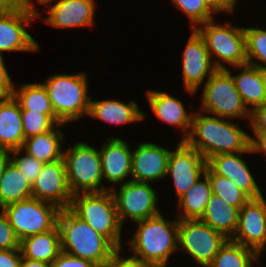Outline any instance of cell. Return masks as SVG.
I'll return each instance as SVG.
<instances>
[{
    "mask_svg": "<svg viewBox=\"0 0 266 267\" xmlns=\"http://www.w3.org/2000/svg\"><path fill=\"white\" fill-rule=\"evenodd\" d=\"M20 267H51V264L44 261L30 260L22 257Z\"/></svg>",
    "mask_w": 266,
    "mask_h": 267,
    "instance_id": "7dc6e473",
    "label": "cell"
},
{
    "mask_svg": "<svg viewBox=\"0 0 266 267\" xmlns=\"http://www.w3.org/2000/svg\"><path fill=\"white\" fill-rule=\"evenodd\" d=\"M51 267H98L92 261L61 252L51 263Z\"/></svg>",
    "mask_w": 266,
    "mask_h": 267,
    "instance_id": "74e56055",
    "label": "cell"
},
{
    "mask_svg": "<svg viewBox=\"0 0 266 267\" xmlns=\"http://www.w3.org/2000/svg\"><path fill=\"white\" fill-rule=\"evenodd\" d=\"M233 68L242 69L240 74L235 76L228 67L226 70L232 75L235 87L247 109L251 112L255 107L263 105L265 103L264 70L248 63Z\"/></svg>",
    "mask_w": 266,
    "mask_h": 267,
    "instance_id": "603a6c76",
    "label": "cell"
},
{
    "mask_svg": "<svg viewBox=\"0 0 266 267\" xmlns=\"http://www.w3.org/2000/svg\"><path fill=\"white\" fill-rule=\"evenodd\" d=\"M10 152L13 155V157H10V160L21 171L28 183L32 186L41 172L44 163L28 155L26 152L24 153L25 155H23L22 149H16ZM18 155H21L22 157H19Z\"/></svg>",
    "mask_w": 266,
    "mask_h": 267,
    "instance_id": "d590c367",
    "label": "cell"
},
{
    "mask_svg": "<svg viewBox=\"0 0 266 267\" xmlns=\"http://www.w3.org/2000/svg\"><path fill=\"white\" fill-rule=\"evenodd\" d=\"M17 238L48 232L57 226L60 208L53 203L30 197L2 209Z\"/></svg>",
    "mask_w": 266,
    "mask_h": 267,
    "instance_id": "9c48e42d",
    "label": "cell"
},
{
    "mask_svg": "<svg viewBox=\"0 0 266 267\" xmlns=\"http://www.w3.org/2000/svg\"><path fill=\"white\" fill-rule=\"evenodd\" d=\"M175 151H171L168 159L167 176L173 178L178 199L205 174L206 159L186 141H179Z\"/></svg>",
    "mask_w": 266,
    "mask_h": 267,
    "instance_id": "4fadbf2b",
    "label": "cell"
},
{
    "mask_svg": "<svg viewBox=\"0 0 266 267\" xmlns=\"http://www.w3.org/2000/svg\"><path fill=\"white\" fill-rule=\"evenodd\" d=\"M244 34L247 63L266 70V30L259 28V26L257 28L246 27ZM254 60L258 61L255 62Z\"/></svg>",
    "mask_w": 266,
    "mask_h": 267,
    "instance_id": "d6a6232c",
    "label": "cell"
},
{
    "mask_svg": "<svg viewBox=\"0 0 266 267\" xmlns=\"http://www.w3.org/2000/svg\"><path fill=\"white\" fill-rule=\"evenodd\" d=\"M121 249H118L111 257L110 260L106 263L104 267H153L149 264H146L139 259L134 257L124 258L120 256Z\"/></svg>",
    "mask_w": 266,
    "mask_h": 267,
    "instance_id": "f35d334b",
    "label": "cell"
},
{
    "mask_svg": "<svg viewBox=\"0 0 266 267\" xmlns=\"http://www.w3.org/2000/svg\"><path fill=\"white\" fill-rule=\"evenodd\" d=\"M185 141L206 160L218 154L244 152L250 148V135L240 129L238 123L199 111L193 114L191 131Z\"/></svg>",
    "mask_w": 266,
    "mask_h": 267,
    "instance_id": "6da1fadb",
    "label": "cell"
},
{
    "mask_svg": "<svg viewBox=\"0 0 266 267\" xmlns=\"http://www.w3.org/2000/svg\"><path fill=\"white\" fill-rule=\"evenodd\" d=\"M55 0H43L40 4H50ZM94 0H57L49 6L45 22L57 28L93 26L95 14Z\"/></svg>",
    "mask_w": 266,
    "mask_h": 267,
    "instance_id": "d6986e66",
    "label": "cell"
},
{
    "mask_svg": "<svg viewBox=\"0 0 266 267\" xmlns=\"http://www.w3.org/2000/svg\"><path fill=\"white\" fill-rule=\"evenodd\" d=\"M66 136L55 126L44 133L24 140L22 150L43 163H51L62 159V142Z\"/></svg>",
    "mask_w": 266,
    "mask_h": 267,
    "instance_id": "4316f807",
    "label": "cell"
},
{
    "mask_svg": "<svg viewBox=\"0 0 266 267\" xmlns=\"http://www.w3.org/2000/svg\"><path fill=\"white\" fill-rule=\"evenodd\" d=\"M221 233L199 219L179 220L178 249L185 250L196 263L208 267L225 243Z\"/></svg>",
    "mask_w": 266,
    "mask_h": 267,
    "instance_id": "8fae6325",
    "label": "cell"
},
{
    "mask_svg": "<svg viewBox=\"0 0 266 267\" xmlns=\"http://www.w3.org/2000/svg\"><path fill=\"white\" fill-rule=\"evenodd\" d=\"M200 112L215 114L220 118L250 120V110L244 105L235 87L232 75L226 69H217L203 84Z\"/></svg>",
    "mask_w": 266,
    "mask_h": 267,
    "instance_id": "ba28073f",
    "label": "cell"
},
{
    "mask_svg": "<svg viewBox=\"0 0 266 267\" xmlns=\"http://www.w3.org/2000/svg\"><path fill=\"white\" fill-rule=\"evenodd\" d=\"M212 193L223 198L229 205L240 209L250 198L229 178L213 173L206 167Z\"/></svg>",
    "mask_w": 266,
    "mask_h": 267,
    "instance_id": "1f68e13d",
    "label": "cell"
},
{
    "mask_svg": "<svg viewBox=\"0 0 266 267\" xmlns=\"http://www.w3.org/2000/svg\"><path fill=\"white\" fill-rule=\"evenodd\" d=\"M31 197L53 203L60 209L70 207L73 194L69 189L63 159L44 163L31 186Z\"/></svg>",
    "mask_w": 266,
    "mask_h": 267,
    "instance_id": "2e32d148",
    "label": "cell"
},
{
    "mask_svg": "<svg viewBox=\"0 0 266 267\" xmlns=\"http://www.w3.org/2000/svg\"><path fill=\"white\" fill-rule=\"evenodd\" d=\"M146 94L149 106L156 117L169 125L184 130V137L181 141H185L191 131L194 113H187L184 104L179 99L164 91L150 89Z\"/></svg>",
    "mask_w": 266,
    "mask_h": 267,
    "instance_id": "44dd1931",
    "label": "cell"
},
{
    "mask_svg": "<svg viewBox=\"0 0 266 267\" xmlns=\"http://www.w3.org/2000/svg\"><path fill=\"white\" fill-rule=\"evenodd\" d=\"M259 254L248 247L227 239L208 267H253Z\"/></svg>",
    "mask_w": 266,
    "mask_h": 267,
    "instance_id": "f546056e",
    "label": "cell"
},
{
    "mask_svg": "<svg viewBox=\"0 0 266 267\" xmlns=\"http://www.w3.org/2000/svg\"><path fill=\"white\" fill-rule=\"evenodd\" d=\"M31 197V185L10 161L0 181V209Z\"/></svg>",
    "mask_w": 266,
    "mask_h": 267,
    "instance_id": "f1b7e54d",
    "label": "cell"
},
{
    "mask_svg": "<svg viewBox=\"0 0 266 267\" xmlns=\"http://www.w3.org/2000/svg\"><path fill=\"white\" fill-rule=\"evenodd\" d=\"M236 243L255 250H266V201L264 197L249 199L240 209L233 237Z\"/></svg>",
    "mask_w": 266,
    "mask_h": 267,
    "instance_id": "5bb4252c",
    "label": "cell"
},
{
    "mask_svg": "<svg viewBox=\"0 0 266 267\" xmlns=\"http://www.w3.org/2000/svg\"><path fill=\"white\" fill-rule=\"evenodd\" d=\"M35 8L29 0H0V9H25Z\"/></svg>",
    "mask_w": 266,
    "mask_h": 267,
    "instance_id": "f6af8a7d",
    "label": "cell"
},
{
    "mask_svg": "<svg viewBox=\"0 0 266 267\" xmlns=\"http://www.w3.org/2000/svg\"><path fill=\"white\" fill-rule=\"evenodd\" d=\"M200 34L193 29L182 54V76L184 88L191 95L196 94L208 76L217 70Z\"/></svg>",
    "mask_w": 266,
    "mask_h": 267,
    "instance_id": "9a60e30c",
    "label": "cell"
},
{
    "mask_svg": "<svg viewBox=\"0 0 266 267\" xmlns=\"http://www.w3.org/2000/svg\"><path fill=\"white\" fill-rule=\"evenodd\" d=\"M0 249H20V240L17 238L3 210L0 213Z\"/></svg>",
    "mask_w": 266,
    "mask_h": 267,
    "instance_id": "8d00e7d4",
    "label": "cell"
},
{
    "mask_svg": "<svg viewBox=\"0 0 266 267\" xmlns=\"http://www.w3.org/2000/svg\"><path fill=\"white\" fill-rule=\"evenodd\" d=\"M37 1H38V3H41L43 0H37ZM29 3H30L31 6H34V5H33L34 2H32V0H29Z\"/></svg>",
    "mask_w": 266,
    "mask_h": 267,
    "instance_id": "681fc988",
    "label": "cell"
},
{
    "mask_svg": "<svg viewBox=\"0 0 266 267\" xmlns=\"http://www.w3.org/2000/svg\"><path fill=\"white\" fill-rule=\"evenodd\" d=\"M238 216L237 207L229 205L223 198L212 194L199 220L221 233L225 238L231 239L237 228Z\"/></svg>",
    "mask_w": 266,
    "mask_h": 267,
    "instance_id": "d4e9b609",
    "label": "cell"
},
{
    "mask_svg": "<svg viewBox=\"0 0 266 267\" xmlns=\"http://www.w3.org/2000/svg\"><path fill=\"white\" fill-rule=\"evenodd\" d=\"M15 87L6 69L4 57L0 56V98L13 96Z\"/></svg>",
    "mask_w": 266,
    "mask_h": 267,
    "instance_id": "ab89813d",
    "label": "cell"
},
{
    "mask_svg": "<svg viewBox=\"0 0 266 267\" xmlns=\"http://www.w3.org/2000/svg\"><path fill=\"white\" fill-rule=\"evenodd\" d=\"M57 226L61 252L92 261L98 267H104L118 250L105 236L95 231L69 208L60 210Z\"/></svg>",
    "mask_w": 266,
    "mask_h": 267,
    "instance_id": "3957f363",
    "label": "cell"
},
{
    "mask_svg": "<svg viewBox=\"0 0 266 267\" xmlns=\"http://www.w3.org/2000/svg\"><path fill=\"white\" fill-rule=\"evenodd\" d=\"M24 140L19 103L13 96L0 98V150L21 149Z\"/></svg>",
    "mask_w": 266,
    "mask_h": 267,
    "instance_id": "7402d4cb",
    "label": "cell"
},
{
    "mask_svg": "<svg viewBox=\"0 0 266 267\" xmlns=\"http://www.w3.org/2000/svg\"><path fill=\"white\" fill-rule=\"evenodd\" d=\"M99 150L103 179L116 184L132 175V150L129 144L118 137L107 138Z\"/></svg>",
    "mask_w": 266,
    "mask_h": 267,
    "instance_id": "ffe728a7",
    "label": "cell"
},
{
    "mask_svg": "<svg viewBox=\"0 0 266 267\" xmlns=\"http://www.w3.org/2000/svg\"><path fill=\"white\" fill-rule=\"evenodd\" d=\"M217 13L226 12L232 14L236 3L233 0H205Z\"/></svg>",
    "mask_w": 266,
    "mask_h": 267,
    "instance_id": "ee69618b",
    "label": "cell"
},
{
    "mask_svg": "<svg viewBox=\"0 0 266 267\" xmlns=\"http://www.w3.org/2000/svg\"><path fill=\"white\" fill-rule=\"evenodd\" d=\"M249 124L253 132H266V104L255 107L250 112Z\"/></svg>",
    "mask_w": 266,
    "mask_h": 267,
    "instance_id": "60d3db41",
    "label": "cell"
},
{
    "mask_svg": "<svg viewBox=\"0 0 266 267\" xmlns=\"http://www.w3.org/2000/svg\"><path fill=\"white\" fill-rule=\"evenodd\" d=\"M9 151L6 150H0V181L3 177L4 171L7 167V164L11 161L9 154Z\"/></svg>",
    "mask_w": 266,
    "mask_h": 267,
    "instance_id": "bcb514c9",
    "label": "cell"
},
{
    "mask_svg": "<svg viewBox=\"0 0 266 267\" xmlns=\"http://www.w3.org/2000/svg\"><path fill=\"white\" fill-rule=\"evenodd\" d=\"M13 97L19 103L21 110L40 112L42 114H55L46 88L42 83H28L14 88Z\"/></svg>",
    "mask_w": 266,
    "mask_h": 267,
    "instance_id": "4dcf8cb0",
    "label": "cell"
},
{
    "mask_svg": "<svg viewBox=\"0 0 266 267\" xmlns=\"http://www.w3.org/2000/svg\"><path fill=\"white\" fill-rule=\"evenodd\" d=\"M199 178L192 187L178 199V209L181 210L179 220L200 219L211 197V183L206 174Z\"/></svg>",
    "mask_w": 266,
    "mask_h": 267,
    "instance_id": "83f0119b",
    "label": "cell"
},
{
    "mask_svg": "<svg viewBox=\"0 0 266 267\" xmlns=\"http://www.w3.org/2000/svg\"><path fill=\"white\" fill-rule=\"evenodd\" d=\"M36 10L0 9V56L5 51L35 52L40 49L38 42L25 29L32 20L41 16Z\"/></svg>",
    "mask_w": 266,
    "mask_h": 267,
    "instance_id": "7c38bea8",
    "label": "cell"
},
{
    "mask_svg": "<svg viewBox=\"0 0 266 267\" xmlns=\"http://www.w3.org/2000/svg\"><path fill=\"white\" fill-rule=\"evenodd\" d=\"M134 223L138 229L128 241L134 251L132 257L153 267H166L178 249L179 219L171 221L159 213Z\"/></svg>",
    "mask_w": 266,
    "mask_h": 267,
    "instance_id": "7a4b0ae2",
    "label": "cell"
},
{
    "mask_svg": "<svg viewBox=\"0 0 266 267\" xmlns=\"http://www.w3.org/2000/svg\"><path fill=\"white\" fill-rule=\"evenodd\" d=\"M251 148L244 152L218 154L206 160L207 167L215 174L232 180L250 199L262 197L259 185L254 179L247 163L241 158L244 153H251Z\"/></svg>",
    "mask_w": 266,
    "mask_h": 267,
    "instance_id": "e0dca14e",
    "label": "cell"
},
{
    "mask_svg": "<svg viewBox=\"0 0 266 267\" xmlns=\"http://www.w3.org/2000/svg\"><path fill=\"white\" fill-rule=\"evenodd\" d=\"M264 82H265V104H266V70H264Z\"/></svg>",
    "mask_w": 266,
    "mask_h": 267,
    "instance_id": "c3c4849f",
    "label": "cell"
},
{
    "mask_svg": "<svg viewBox=\"0 0 266 267\" xmlns=\"http://www.w3.org/2000/svg\"><path fill=\"white\" fill-rule=\"evenodd\" d=\"M67 182L73 195L108 190L102 185V164L99 151L85 142H76L63 151Z\"/></svg>",
    "mask_w": 266,
    "mask_h": 267,
    "instance_id": "8992f818",
    "label": "cell"
},
{
    "mask_svg": "<svg viewBox=\"0 0 266 267\" xmlns=\"http://www.w3.org/2000/svg\"><path fill=\"white\" fill-rule=\"evenodd\" d=\"M21 119L25 139L47 132L55 125H65L55 114H42L40 112H30L29 110H21Z\"/></svg>",
    "mask_w": 266,
    "mask_h": 267,
    "instance_id": "836d02e7",
    "label": "cell"
},
{
    "mask_svg": "<svg viewBox=\"0 0 266 267\" xmlns=\"http://www.w3.org/2000/svg\"><path fill=\"white\" fill-rule=\"evenodd\" d=\"M23 258L44 261L51 264L61 253L60 232L58 226L40 234H34L20 241Z\"/></svg>",
    "mask_w": 266,
    "mask_h": 267,
    "instance_id": "484cf974",
    "label": "cell"
},
{
    "mask_svg": "<svg viewBox=\"0 0 266 267\" xmlns=\"http://www.w3.org/2000/svg\"><path fill=\"white\" fill-rule=\"evenodd\" d=\"M132 150L131 180L151 183L167 175L170 150L155 143H140Z\"/></svg>",
    "mask_w": 266,
    "mask_h": 267,
    "instance_id": "ac0fdd59",
    "label": "cell"
},
{
    "mask_svg": "<svg viewBox=\"0 0 266 267\" xmlns=\"http://www.w3.org/2000/svg\"><path fill=\"white\" fill-rule=\"evenodd\" d=\"M88 116L112 124H125L142 121L145 114L134 101L123 103L119 100H94L90 97Z\"/></svg>",
    "mask_w": 266,
    "mask_h": 267,
    "instance_id": "cb8c5ba5",
    "label": "cell"
},
{
    "mask_svg": "<svg viewBox=\"0 0 266 267\" xmlns=\"http://www.w3.org/2000/svg\"><path fill=\"white\" fill-rule=\"evenodd\" d=\"M21 261L22 253L20 249H0V267H20Z\"/></svg>",
    "mask_w": 266,
    "mask_h": 267,
    "instance_id": "b9f144b4",
    "label": "cell"
},
{
    "mask_svg": "<svg viewBox=\"0 0 266 267\" xmlns=\"http://www.w3.org/2000/svg\"><path fill=\"white\" fill-rule=\"evenodd\" d=\"M85 72L50 75L43 83L55 116L64 124L88 115L90 95Z\"/></svg>",
    "mask_w": 266,
    "mask_h": 267,
    "instance_id": "5b68a950",
    "label": "cell"
},
{
    "mask_svg": "<svg viewBox=\"0 0 266 267\" xmlns=\"http://www.w3.org/2000/svg\"><path fill=\"white\" fill-rule=\"evenodd\" d=\"M184 15L188 16L192 27L195 29L198 25L214 19L213 15L217 13L205 0H171ZM213 13V14H212Z\"/></svg>",
    "mask_w": 266,
    "mask_h": 267,
    "instance_id": "e575fe53",
    "label": "cell"
},
{
    "mask_svg": "<svg viewBox=\"0 0 266 267\" xmlns=\"http://www.w3.org/2000/svg\"><path fill=\"white\" fill-rule=\"evenodd\" d=\"M224 23L217 25L212 19L195 28L203 38L210 58L214 55L220 58L212 61L214 67L227 69L221 61L233 67L247 64L244 27Z\"/></svg>",
    "mask_w": 266,
    "mask_h": 267,
    "instance_id": "52a82bcc",
    "label": "cell"
},
{
    "mask_svg": "<svg viewBox=\"0 0 266 267\" xmlns=\"http://www.w3.org/2000/svg\"><path fill=\"white\" fill-rule=\"evenodd\" d=\"M113 194L116 210L121 224L130 218L132 222L158 215V197L149 183L127 180L121 183L119 189L108 187ZM118 191V192H117Z\"/></svg>",
    "mask_w": 266,
    "mask_h": 267,
    "instance_id": "30bf717a",
    "label": "cell"
},
{
    "mask_svg": "<svg viewBox=\"0 0 266 267\" xmlns=\"http://www.w3.org/2000/svg\"><path fill=\"white\" fill-rule=\"evenodd\" d=\"M69 209L95 231L122 250V228L113 194L102 192L79 193L72 197Z\"/></svg>",
    "mask_w": 266,
    "mask_h": 267,
    "instance_id": "277c9868",
    "label": "cell"
},
{
    "mask_svg": "<svg viewBox=\"0 0 266 267\" xmlns=\"http://www.w3.org/2000/svg\"><path fill=\"white\" fill-rule=\"evenodd\" d=\"M256 137L250 136V148L252 153L262 152L266 156V132H253Z\"/></svg>",
    "mask_w": 266,
    "mask_h": 267,
    "instance_id": "7bdbcfd3",
    "label": "cell"
}]
</instances>
